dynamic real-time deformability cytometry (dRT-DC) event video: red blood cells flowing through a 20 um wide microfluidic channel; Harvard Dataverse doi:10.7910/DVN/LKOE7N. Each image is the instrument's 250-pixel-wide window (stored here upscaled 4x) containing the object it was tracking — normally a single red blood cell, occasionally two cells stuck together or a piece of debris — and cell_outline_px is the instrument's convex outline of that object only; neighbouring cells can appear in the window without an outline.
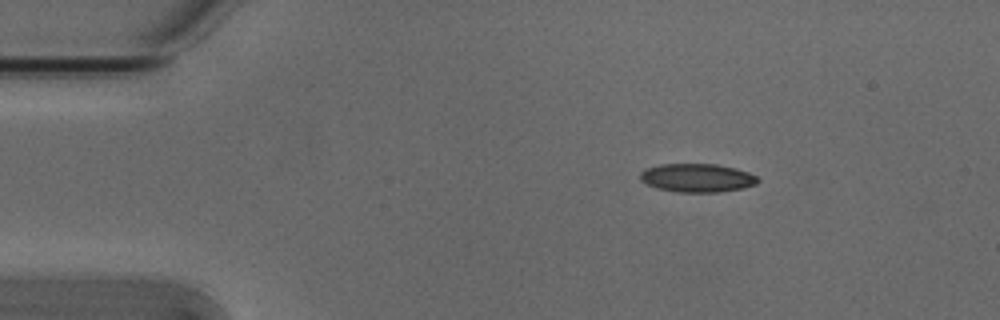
{"species": "Egyptian fruit bat (a non-hibernating species)", "species_latin": "Rousettus aegyptiacus", "temperature_condition": "cold", "stored_images_in_passage": 9, "camera_frame_rate_fps": 3000, "um_per_image_px": 0.085, "animal": {"sex": "male"}, "frame": {"image": 1, "passage_image": 1, "time_ms": 0.0, "image_size_px": [1000, 320], "cell_outline_px": [[760, 180], [756, 184], [740, 188], [720, 192], [676, 192], [656, 188], [640, 180], [640, 172], [644, 168], [660, 164], [716, 164], [736, 168], [748, 172], [756, 176]], "centroid_in_image_um": [59.23, 15.11], "position_along_channel_um": 25.8, "area_um2": 19.59}}